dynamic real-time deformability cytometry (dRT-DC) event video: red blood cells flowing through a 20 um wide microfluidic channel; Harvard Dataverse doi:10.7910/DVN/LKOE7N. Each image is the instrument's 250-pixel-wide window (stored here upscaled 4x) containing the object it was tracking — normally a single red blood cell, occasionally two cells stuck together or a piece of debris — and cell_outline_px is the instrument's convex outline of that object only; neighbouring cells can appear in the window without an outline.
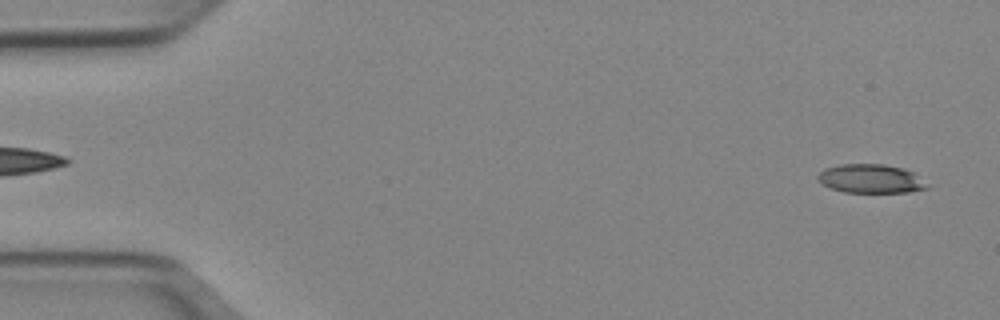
{"species": "Egyptian fruit bat (a non-hibernating species)", "species_latin": "Rousettus aegyptiacus", "temperature_condition": "cold", "stored_images_in_passage": 48, "camera_frame_rate_fps": 3000, "um_per_image_px": 0.085, "animal": {"sex": "female"}, "frame": {"image": 1, "passage_image": 2, "time_ms": 0.333, "image_size_px": [1000, 320], "cell_outline_px": [[928, 188], [908, 192], [844, 192], [820, 184], [816, 180], [816, 176], [824, 168], [840, 164], [884, 164], [904, 168], [912, 172], [928, 184]], "centroid_in_image_um": [73.97, 15.18], "position_along_channel_um": 11.0, "area_um2": 18.44}}
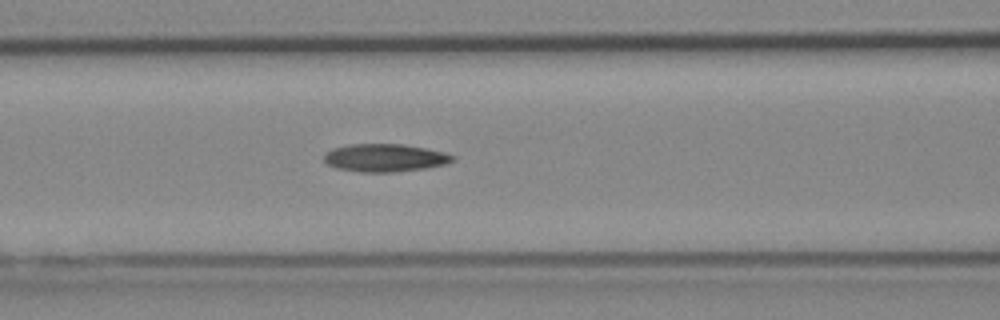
{"frame": {"image": 2, "passage_image": 21, "time_ms": 6.667, "image_size_px": [1000, 320], "cell_outline_px": [[456, 160], [444, 164], [424, 168], [392, 172], [360, 172], [336, 168], [328, 164], [324, 160], [324, 156], [332, 148], [348, 144], [400, 144], [424, 148], [444, 152], [456, 156]], "centroid_in_image_um": [32.71, 13.41], "position_along_channel_um": 133.9, "area_um2": 20.75}}
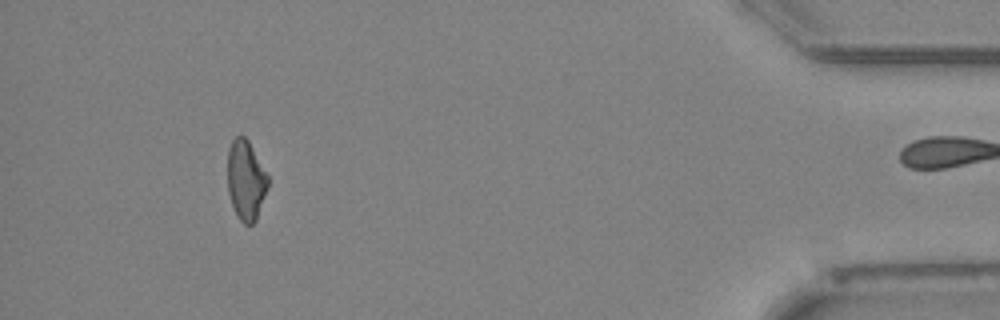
{"frame": {"image": 3, "passage_image": 47, "time_ms": 15.333, "image_size_px": [1000, 320], "cell_outline_px": [[268, 188], [256, 220], [252, 224], [244, 224], [236, 216], [228, 192], [228, 148], [232, 140], [236, 136], [244, 136], [248, 140], [268, 176]], "centroid_in_image_um": [20.89, 15.33], "position_along_channel_um": 414.3, "area_um2": 18.73}, "authors_computed_cell_mechanics": {"area_um2": 19.941, "velocity_mm_per_s": 3.9799, "shape_relaxation_time_tau1_ms": 9.0866, "shape_relaxation_time_tau2_ms": 5.1428, "deformation_change_tau1": 0.1958, "deformation_change_tau2": 0.1513}}